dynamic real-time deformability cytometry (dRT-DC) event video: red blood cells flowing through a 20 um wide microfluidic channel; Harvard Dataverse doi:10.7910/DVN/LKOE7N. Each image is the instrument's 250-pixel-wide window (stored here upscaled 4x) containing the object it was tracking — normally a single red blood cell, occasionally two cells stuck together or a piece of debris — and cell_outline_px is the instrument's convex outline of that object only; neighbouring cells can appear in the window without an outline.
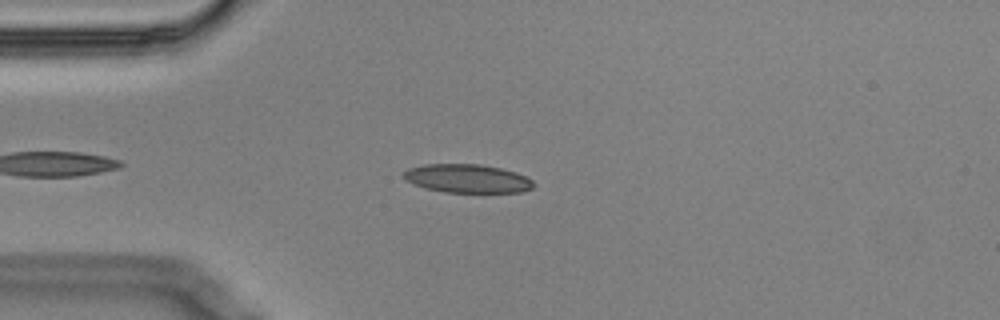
{"species": "Egyptian fruit bat (a non-hibernating species)", "species_latin": "Rousettus aegyptiacus", "temperature_condition": "cold", "stored_images_in_passage": 7, "camera_frame_rate_fps": 3000, "um_per_image_px": 0.085, "animal": {"sex": "male"}, "frame": {"image": 1, "passage_image": 5, "time_ms": 1.333, "image_size_px": [1000, 320], "cell_outline_px": [[536, 184], [532, 188], [524, 192], [444, 192], [424, 188], [404, 180], [404, 172], [408, 168], [424, 164], [480, 164], [500, 168], [516, 172], [532, 180]], "centroid_in_image_um": [39.72, 15.17], "position_along_channel_um": 45.3, "area_um2": 21.68}}